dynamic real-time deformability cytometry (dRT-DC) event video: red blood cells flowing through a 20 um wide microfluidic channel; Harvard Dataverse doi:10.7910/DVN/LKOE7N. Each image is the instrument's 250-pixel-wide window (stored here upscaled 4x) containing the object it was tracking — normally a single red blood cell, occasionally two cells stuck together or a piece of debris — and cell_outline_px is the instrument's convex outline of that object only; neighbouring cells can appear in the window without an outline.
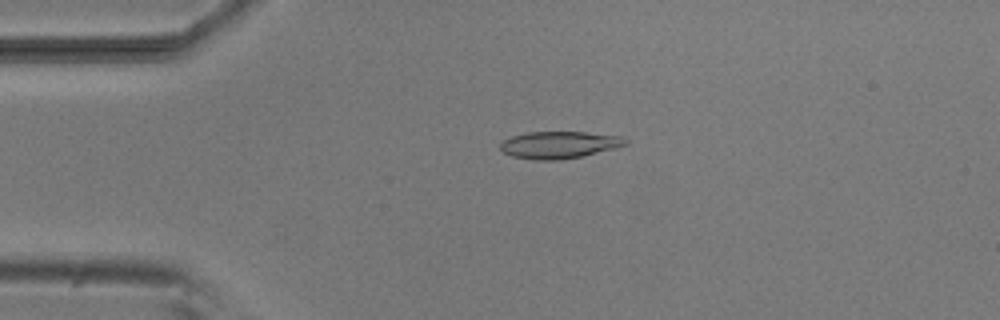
{"species": "common noctule bat (a hibernating species)", "species_latin": "Nyctalus noctula", "temperature_condition": "room temperature", "stored_images_in_passage": 32, "camera_frame_rate_fps": 3000, "um_per_image_px": 0.085, "animal": {"sex": "male", "body_mass_g": 20.5, "forearm_length_mm": 52.5}, "frame": {"image": 1, "passage_image": 11, "time_ms": 3.333, "image_size_px": [1000, 320], "cell_outline_px": [[628, 144], [616, 148], [580, 156], [560, 160], [536, 160], [512, 156], [504, 152], [500, 148], [500, 144], [504, 140], [512, 136], [528, 132], [584, 132], [624, 136], [628, 140]], "centroid_in_image_um": [47.56, 12.3], "position_along_channel_um": 37.4, "area_um2": 19.71}}
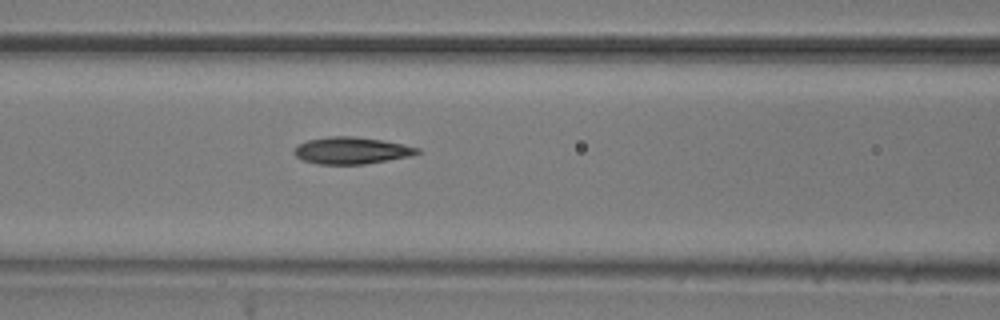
{"frame": {"image": 2, "passage_image": 21, "time_ms": 6.667, "image_size_px": [1000, 320], "cell_outline_px": [[420, 152], [412, 156], [364, 164], [316, 164], [304, 160], [296, 156], [292, 152], [296, 144], [308, 140], [328, 136], [356, 136], [404, 144], [420, 148]], "centroid_in_image_um": [29.86, 12.79], "position_along_channel_um": 136.7, "area_um2": 19.42}}
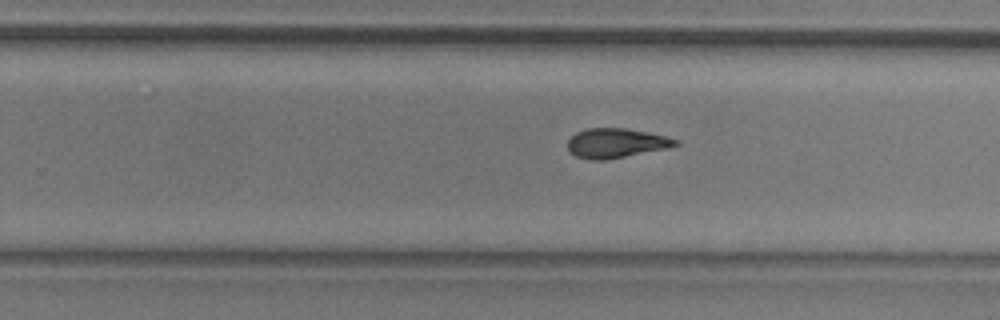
{"frame": {"image": 3, "passage_image": 32, "time_ms": 10.333, "image_size_px": [1000, 320], "cell_outline_px": [[680, 144], [668, 148], [604, 160], [592, 160], [576, 156], [568, 152], [568, 140], [576, 132], [588, 128], [624, 128], [648, 132], [680, 140]], "centroid_in_image_um": [52.36, 12.16], "position_along_channel_um": 277.4, "area_um2": 18.5}}